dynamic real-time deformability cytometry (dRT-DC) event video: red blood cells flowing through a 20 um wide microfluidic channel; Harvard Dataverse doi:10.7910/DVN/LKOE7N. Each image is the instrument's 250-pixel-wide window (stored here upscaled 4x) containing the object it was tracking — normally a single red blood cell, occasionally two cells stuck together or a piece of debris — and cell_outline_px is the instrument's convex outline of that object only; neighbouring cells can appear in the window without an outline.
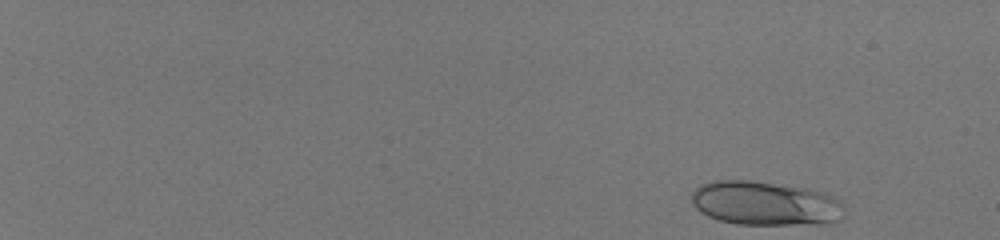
{"species": "human", "species_latin": "Homo sapiens", "temperature_condition": "room temperature", "stored_images_in_passage": 51, "camera_frame_rate_fps": 3000, "um_per_image_px": 0.085, "donor": {"sex": "male"}, "frame": {"image": 1, "passage_image": 2, "time_ms": 0.333, "image_size_px": [1000, 240], "cell_outline_px": [[844, 208], [840, 220], [828, 224], [736, 224], [720, 220], [708, 216], [700, 212], [692, 204], [692, 192], [700, 184], [716, 180], [748, 180], [804, 188], [824, 192], [840, 200], [844, 204]], "centroid_in_image_um": [65.05, 17.29], "position_along_channel_um": 19.9, "area_um2": 39.36}}
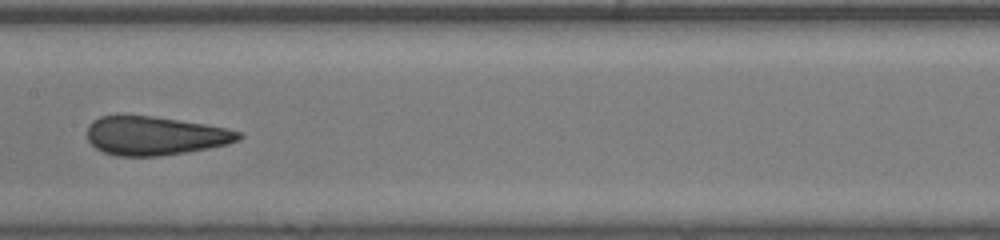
{"frame": {"image": 2, "passage_image": 30, "time_ms": 9.667, "image_size_px": [1000, 240], "cell_outline_px": [[244, 136], [240, 140], [228, 144], [208, 148], [160, 156], [116, 156], [104, 152], [96, 148], [88, 140], [88, 124], [92, 120], [100, 116], [152, 116], [204, 124], [228, 128], [244, 132]], "centroid_in_image_um": [13.21, 11.54], "position_along_channel_um": 194.2, "area_um2": 34.16}}
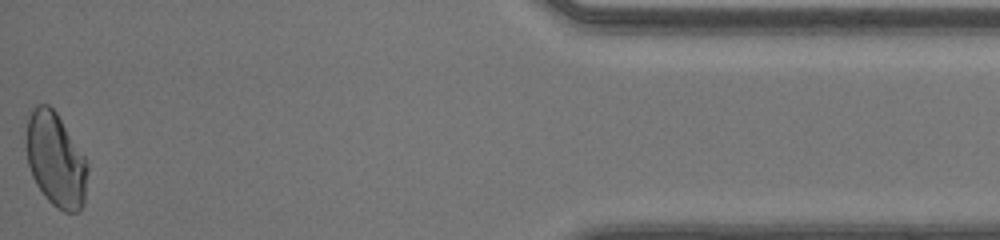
{"frame": {"image": 3, "passage_image": 51, "time_ms": 16.667, "image_size_px": [1000, 240], "cell_outline_px": [[88, 172], [84, 204], [80, 212], [64, 212], [56, 208], [44, 196], [36, 184], [32, 176], [28, 164], [28, 120], [32, 108], [36, 104], [48, 104], [56, 112], [84, 156], [88, 164]], "centroid_in_image_um": [4.77, 13.63], "position_along_channel_um": 430.4, "area_um2": 33.35}, "authors_computed_cell_mechanics": {"area_um2": 34.5066, "velocity_mm_per_s": 4.1505, "shape_relaxation_time_tau1_ms": 9.4721, "shape_relaxation_time_tau2_ms": null, "deformation_change_tau1": 0.2388, "deformation_change_tau2": null}}